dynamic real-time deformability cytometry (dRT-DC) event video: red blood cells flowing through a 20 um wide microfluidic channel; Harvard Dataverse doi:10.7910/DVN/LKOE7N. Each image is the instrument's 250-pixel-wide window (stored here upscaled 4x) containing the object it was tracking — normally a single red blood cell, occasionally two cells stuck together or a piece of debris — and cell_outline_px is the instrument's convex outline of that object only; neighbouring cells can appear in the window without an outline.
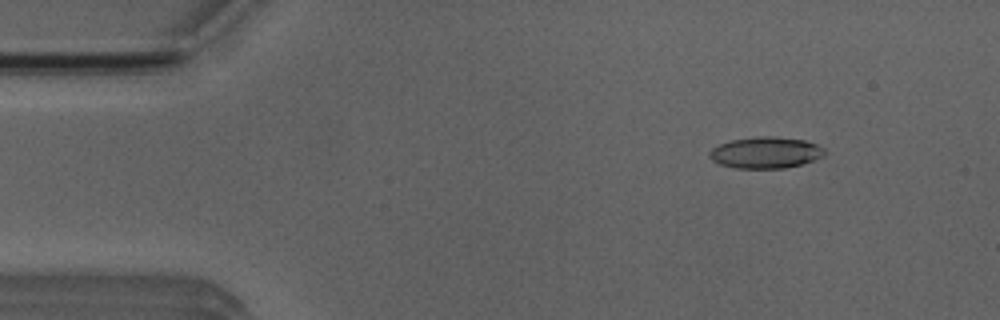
{"species": "Egyptian fruit bat (a non-hibernating species)", "species_latin": "Rousettus aegyptiacus", "temperature_condition": "room temperature", "stored_images_in_passage": 48, "camera_frame_rate_fps": 3000, "um_per_image_px": 0.085, "animal": {"sex": "male"}, "frame": {"image": 1, "passage_image": 3, "time_ms": 0.667, "image_size_px": [1000, 320], "cell_outline_px": [[824, 156], [800, 164], [784, 168], [736, 168], [720, 164], [712, 160], [708, 156], [708, 152], [712, 148], [720, 144], [732, 140], [756, 136], [776, 136], [804, 140], [816, 144], [824, 148]], "centroid_in_image_um": [65.05, 12.96], "position_along_channel_um": 19.9, "area_um2": 20.98}}
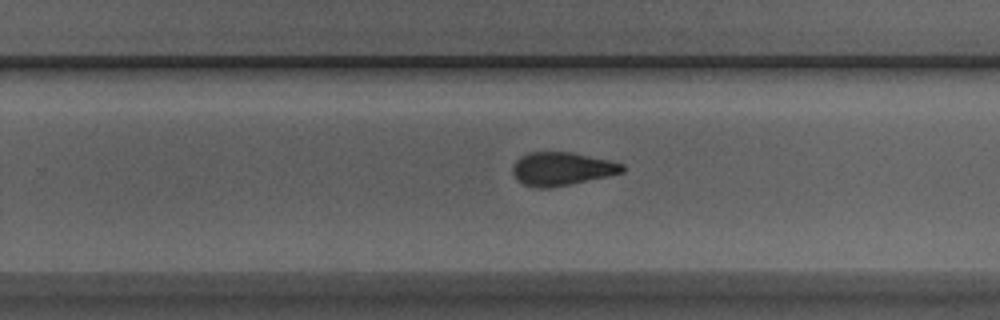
{"frame": {"image": 2, "passage_image": 29, "time_ms": 9.333, "image_size_px": [1000, 320], "cell_outline_px": [[624, 172], [608, 176], [548, 188], [532, 188], [516, 180], [512, 172], [512, 168], [516, 160], [520, 156], [528, 152], [568, 152], [608, 160], [624, 164]], "centroid_in_image_um": [47.7, 14.35], "position_along_channel_um": 282.1, "area_um2": 21.15}}
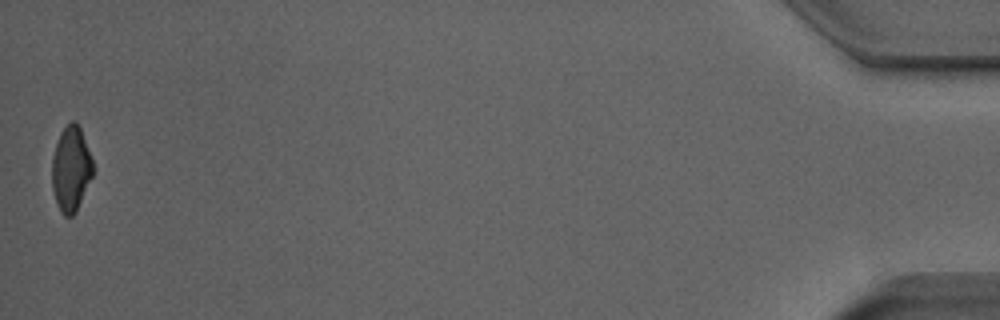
{"frame": {"image": 3, "passage_image": 48, "time_ms": 15.667, "image_size_px": [1000, 320], "cell_outline_px": [[92, 176], [76, 212], [72, 216], [64, 216], [60, 212], [56, 204], [52, 188], [52, 160], [56, 144], [60, 132], [72, 120], [76, 120], [80, 128], [92, 160]], "centroid_in_image_um": [6.01, 14.38], "position_along_channel_um": 429.2, "area_um2": 20.11}, "authors_computed_cell_mechanics": {"area_um2": 21.386, "velocity_mm_per_s": 3.9453, "shape_relaxation_time_tau1_ms": 8.8681, "shape_relaxation_time_tau2_ms": 2.4938, "deformation_change_tau1": 0.2224, "deformation_change_tau2": 0.0985}}